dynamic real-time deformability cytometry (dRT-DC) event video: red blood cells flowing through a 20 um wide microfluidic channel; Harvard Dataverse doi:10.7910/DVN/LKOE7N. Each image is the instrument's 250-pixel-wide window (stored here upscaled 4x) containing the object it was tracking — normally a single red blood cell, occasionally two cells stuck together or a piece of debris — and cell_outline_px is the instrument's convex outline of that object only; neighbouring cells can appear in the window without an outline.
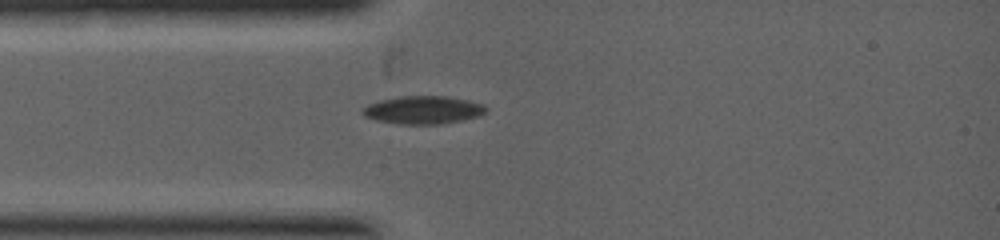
{"species": "common noctule bat (a hibernating species)", "species_latin": "Nyctalus noctula", "temperature_condition": "warm", "stored_images_in_passage": 3, "camera_frame_rate_fps": 5000, "um_per_image_px": 0.085, "animal": {"sex": "female", "body_mass_g": 19.0, "forearm_length_mm": 53.3}, "frame": {"image": 1, "passage_image": 3, "time_ms": 1.2, "image_size_px": [1000, 240], "cell_outline_px": [[488, 108], [480, 116], [440, 124], [400, 124], [376, 120], [364, 116], [360, 112], [360, 108], [368, 104], [380, 100], [400, 96], [448, 96], [468, 100], [484, 104]], "centroid_in_image_um": [35.94, 9.34], "position_along_channel_um": 49.1, "area_um2": 20.23}}